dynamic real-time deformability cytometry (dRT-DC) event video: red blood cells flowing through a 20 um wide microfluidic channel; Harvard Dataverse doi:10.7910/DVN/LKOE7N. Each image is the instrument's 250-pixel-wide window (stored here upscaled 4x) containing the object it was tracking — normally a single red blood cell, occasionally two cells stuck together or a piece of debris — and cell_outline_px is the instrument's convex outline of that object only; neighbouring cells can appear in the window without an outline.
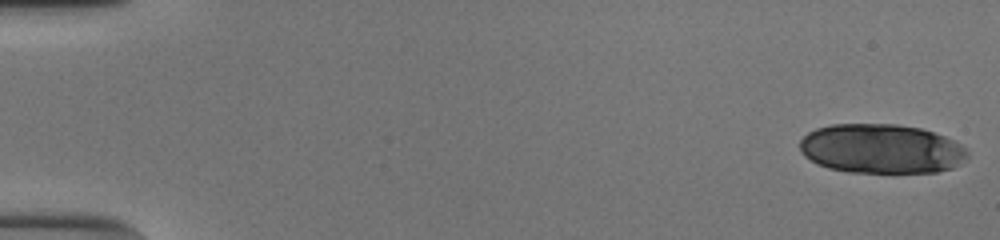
{"species": "human", "species_latin": "Homo sapiens", "temperature_condition": "cold", "stored_images_in_passage": 52, "segment_of_instrument_passage": [1, 2], "camera_frame_rate_fps": 3000, "um_per_image_px": 0.085, "donor": {"sex": "male"}, "frame": {"image": 1, "passage_image": 1, "time_ms": 0.0, "image_size_px": [1000, 240], "cell_outline_px": [[968, 156], [964, 160], [952, 168], [936, 172], [848, 172], [828, 168], [816, 164], [804, 156], [800, 152], [800, 140], [808, 132], [816, 128], [832, 124], [896, 124], [920, 128], [944, 136], [960, 144], [968, 152]], "centroid_in_image_um": [74.87, 12.64], "position_along_channel_um": 10.1, "area_um2": 48.32}}
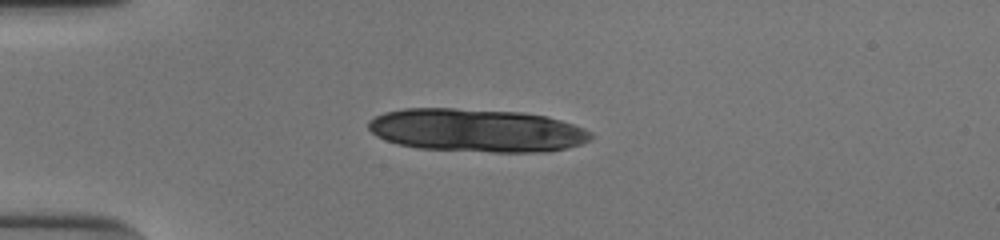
{"frame": {"image": 2, "passage_image": 14, "time_ms": 4.333, "image_size_px": [1000, 240], "cell_outline_px": [[592, 136], [588, 140], [580, 144], [568, 148], [548, 152], [492, 152], [416, 148], [396, 144], [384, 140], [376, 136], [368, 128], [368, 120], [384, 112], [404, 108], [452, 108], [524, 112], [548, 116], [584, 128], [592, 132]], "centroid_in_image_um": [40.49, 11.08], "position_along_channel_um": 44.5, "area_um2": 56.41}}